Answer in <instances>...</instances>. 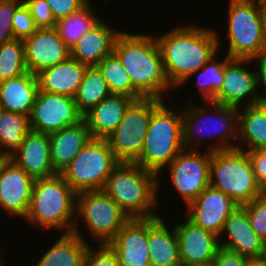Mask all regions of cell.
<instances>
[{"label": "cell", "mask_w": 266, "mask_h": 266, "mask_svg": "<svg viewBox=\"0 0 266 266\" xmlns=\"http://www.w3.org/2000/svg\"><path fill=\"white\" fill-rule=\"evenodd\" d=\"M174 225L178 236L182 265L212 261L220 247V237L196 225L188 218Z\"/></svg>", "instance_id": "obj_19"}, {"label": "cell", "mask_w": 266, "mask_h": 266, "mask_svg": "<svg viewBox=\"0 0 266 266\" xmlns=\"http://www.w3.org/2000/svg\"><path fill=\"white\" fill-rule=\"evenodd\" d=\"M82 119L74 98L38 89L29 117L31 130L52 134Z\"/></svg>", "instance_id": "obj_13"}, {"label": "cell", "mask_w": 266, "mask_h": 266, "mask_svg": "<svg viewBox=\"0 0 266 266\" xmlns=\"http://www.w3.org/2000/svg\"><path fill=\"white\" fill-rule=\"evenodd\" d=\"M2 252V250H1V247H0V253ZM1 258V257H0ZM1 260V259H0ZM3 264V262L2 261H0V266H3L2 265Z\"/></svg>", "instance_id": "obj_48"}, {"label": "cell", "mask_w": 266, "mask_h": 266, "mask_svg": "<svg viewBox=\"0 0 266 266\" xmlns=\"http://www.w3.org/2000/svg\"><path fill=\"white\" fill-rule=\"evenodd\" d=\"M186 206L185 214L190 221L220 237L225 221L240 205L229 195L209 185Z\"/></svg>", "instance_id": "obj_16"}, {"label": "cell", "mask_w": 266, "mask_h": 266, "mask_svg": "<svg viewBox=\"0 0 266 266\" xmlns=\"http://www.w3.org/2000/svg\"><path fill=\"white\" fill-rule=\"evenodd\" d=\"M182 266H216L215 261H207V262H202V263H194V264H185Z\"/></svg>", "instance_id": "obj_46"}, {"label": "cell", "mask_w": 266, "mask_h": 266, "mask_svg": "<svg viewBox=\"0 0 266 266\" xmlns=\"http://www.w3.org/2000/svg\"><path fill=\"white\" fill-rule=\"evenodd\" d=\"M28 7L38 29L55 28L56 21L51 13L50 6L45 0H23Z\"/></svg>", "instance_id": "obj_40"}, {"label": "cell", "mask_w": 266, "mask_h": 266, "mask_svg": "<svg viewBox=\"0 0 266 266\" xmlns=\"http://www.w3.org/2000/svg\"><path fill=\"white\" fill-rule=\"evenodd\" d=\"M255 1L265 2L266 0H255Z\"/></svg>", "instance_id": "obj_49"}, {"label": "cell", "mask_w": 266, "mask_h": 266, "mask_svg": "<svg viewBox=\"0 0 266 266\" xmlns=\"http://www.w3.org/2000/svg\"><path fill=\"white\" fill-rule=\"evenodd\" d=\"M22 3L23 0H0V44L15 39L12 30V18Z\"/></svg>", "instance_id": "obj_39"}, {"label": "cell", "mask_w": 266, "mask_h": 266, "mask_svg": "<svg viewBox=\"0 0 266 266\" xmlns=\"http://www.w3.org/2000/svg\"><path fill=\"white\" fill-rule=\"evenodd\" d=\"M252 61L255 60L258 65V70L256 69V77H257V88H261L263 86V93H259L260 100L266 101V50L261 52L259 55L253 57Z\"/></svg>", "instance_id": "obj_44"}, {"label": "cell", "mask_w": 266, "mask_h": 266, "mask_svg": "<svg viewBox=\"0 0 266 266\" xmlns=\"http://www.w3.org/2000/svg\"><path fill=\"white\" fill-rule=\"evenodd\" d=\"M241 207L247 212L252 229L266 242V192Z\"/></svg>", "instance_id": "obj_36"}, {"label": "cell", "mask_w": 266, "mask_h": 266, "mask_svg": "<svg viewBox=\"0 0 266 266\" xmlns=\"http://www.w3.org/2000/svg\"><path fill=\"white\" fill-rule=\"evenodd\" d=\"M89 0L83 7L75 13L58 20L55 24L62 41L71 49L101 17L95 15L96 11Z\"/></svg>", "instance_id": "obj_32"}, {"label": "cell", "mask_w": 266, "mask_h": 266, "mask_svg": "<svg viewBox=\"0 0 266 266\" xmlns=\"http://www.w3.org/2000/svg\"><path fill=\"white\" fill-rule=\"evenodd\" d=\"M111 95L107 81L97 66L87 67L74 96L78 112L84 116L99 102Z\"/></svg>", "instance_id": "obj_31"}, {"label": "cell", "mask_w": 266, "mask_h": 266, "mask_svg": "<svg viewBox=\"0 0 266 266\" xmlns=\"http://www.w3.org/2000/svg\"><path fill=\"white\" fill-rule=\"evenodd\" d=\"M119 163L107 139L91 138L61 175L76 193L102 190Z\"/></svg>", "instance_id": "obj_10"}, {"label": "cell", "mask_w": 266, "mask_h": 266, "mask_svg": "<svg viewBox=\"0 0 266 266\" xmlns=\"http://www.w3.org/2000/svg\"><path fill=\"white\" fill-rule=\"evenodd\" d=\"M37 76L29 71L0 82V105L3 110L30 117L38 92Z\"/></svg>", "instance_id": "obj_27"}, {"label": "cell", "mask_w": 266, "mask_h": 266, "mask_svg": "<svg viewBox=\"0 0 266 266\" xmlns=\"http://www.w3.org/2000/svg\"><path fill=\"white\" fill-rule=\"evenodd\" d=\"M97 67L107 81L111 94L124 95L134 100L144 98L132 85L130 77L118 56L113 52L105 57Z\"/></svg>", "instance_id": "obj_33"}, {"label": "cell", "mask_w": 266, "mask_h": 266, "mask_svg": "<svg viewBox=\"0 0 266 266\" xmlns=\"http://www.w3.org/2000/svg\"><path fill=\"white\" fill-rule=\"evenodd\" d=\"M158 175L135 162H120L108 176L103 190L131 218L158 216ZM159 190V191H158Z\"/></svg>", "instance_id": "obj_4"}, {"label": "cell", "mask_w": 266, "mask_h": 266, "mask_svg": "<svg viewBox=\"0 0 266 266\" xmlns=\"http://www.w3.org/2000/svg\"><path fill=\"white\" fill-rule=\"evenodd\" d=\"M228 56L231 59H252L266 50L262 2L229 0Z\"/></svg>", "instance_id": "obj_8"}, {"label": "cell", "mask_w": 266, "mask_h": 266, "mask_svg": "<svg viewBox=\"0 0 266 266\" xmlns=\"http://www.w3.org/2000/svg\"><path fill=\"white\" fill-rule=\"evenodd\" d=\"M219 38L216 29L197 25L177 26L156 37L171 89L186 84L193 73L219 52Z\"/></svg>", "instance_id": "obj_1"}, {"label": "cell", "mask_w": 266, "mask_h": 266, "mask_svg": "<svg viewBox=\"0 0 266 266\" xmlns=\"http://www.w3.org/2000/svg\"><path fill=\"white\" fill-rule=\"evenodd\" d=\"M252 62L251 59H231L225 65L224 81L212 101L236 108L260 103L256 71L246 68V64Z\"/></svg>", "instance_id": "obj_14"}, {"label": "cell", "mask_w": 266, "mask_h": 266, "mask_svg": "<svg viewBox=\"0 0 266 266\" xmlns=\"http://www.w3.org/2000/svg\"><path fill=\"white\" fill-rule=\"evenodd\" d=\"M119 266H151L148 247V218H131L109 243Z\"/></svg>", "instance_id": "obj_18"}, {"label": "cell", "mask_w": 266, "mask_h": 266, "mask_svg": "<svg viewBox=\"0 0 266 266\" xmlns=\"http://www.w3.org/2000/svg\"><path fill=\"white\" fill-rule=\"evenodd\" d=\"M247 257L241 256L223 248H220L215 255L216 266H247Z\"/></svg>", "instance_id": "obj_43"}, {"label": "cell", "mask_w": 266, "mask_h": 266, "mask_svg": "<svg viewBox=\"0 0 266 266\" xmlns=\"http://www.w3.org/2000/svg\"><path fill=\"white\" fill-rule=\"evenodd\" d=\"M209 181L240 206L265 193L257 183L247 151L238 148L212 152Z\"/></svg>", "instance_id": "obj_7"}, {"label": "cell", "mask_w": 266, "mask_h": 266, "mask_svg": "<svg viewBox=\"0 0 266 266\" xmlns=\"http://www.w3.org/2000/svg\"><path fill=\"white\" fill-rule=\"evenodd\" d=\"M28 72L24 41L13 39L0 44V82Z\"/></svg>", "instance_id": "obj_35"}, {"label": "cell", "mask_w": 266, "mask_h": 266, "mask_svg": "<svg viewBox=\"0 0 266 266\" xmlns=\"http://www.w3.org/2000/svg\"><path fill=\"white\" fill-rule=\"evenodd\" d=\"M183 149L165 168L174 189L184 200L185 206L196 199L209 185L212 152Z\"/></svg>", "instance_id": "obj_12"}, {"label": "cell", "mask_w": 266, "mask_h": 266, "mask_svg": "<svg viewBox=\"0 0 266 266\" xmlns=\"http://www.w3.org/2000/svg\"><path fill=\"white\" fill-rule=\"evenodd\" d=\"M121 31L114 30L103 20L93 25L70 49L71 58L92 67L97 66L114 51L115 41Z\"/></svg>", "instance_id": "obj_22"}, {"label": "cell", "mask_w": 266, "mask_h": 266, "mask_svg": "<svg viewBox=\"0 0 266 266\" xmlns=\"http://www.w3.org/2000/svg\"><path fill=\"white\" fill-rule=\"evenodd\" d=\"M9 158L34 179L57 174L52 167L49 134L30 130Z\"/></svg>", "instance_id": "obj_21"}, {"label": "cell", "mask_w": 266, "mask_h": 266, "mask_svg": "<svg viewBox=\"0 0 266 266\" xmlns=\"http://www.w3.org/2000/svg\"><path fill=\"white\" fill-rule=\"evenodd\" d=\"M35 179L10 158H0V210L25 218Z\"/></svg>", "instance_id": "obj_15"}, {"label": "cell", "mask_w": 266, "mask_h": 266, "mask_svg": "<svg viewBox=\"0 0 266 266\" xmlns=\"http://www.w3.org/2000/svg\"><path fill=\"white\" fill-rule=\"evenodd\" d=\"M229 239L220 241V247L247 258L266 255V242L252 229L247 212L239 206L225 221L222 234Z\"/></svg>", "instance_id": "obj_20"}, {"label": "cell", "mask_w": 266, "mask_h": 266, "mask_svg": "<svg viewBox=\"0 0 266 266\" xmlns=\"http://www.w3.org/2000/svg\"><path fill=\"white\" fill-rule=\"evenodd\" d=\"M133 101L131 97L111 94L87 112L83 119L92 138L106 139L121 122L125 110Z\"/></svg>", "instance_id": "obj_26"}, {"label": "cell", "mask_w": 266, "mask_h": 266, "mask_svg": "<svg viewBox=\"0 0 266 266\" xmlns=\"http://www.w3.org/2000/svg\"><path fill=\"white\" fill-rule=\"evenodd\" d=\"M262 11H263V16H264L265 37H266V1L262 2Z\"/></svg>", "instance_id": "obj_47"}, {"label": "cell", "mask_w": 266, "mask_h": 266, "mask_svg": "<svg viewBox=\"0 0 266 266\" xmlns=\"http://www.w3.org/2000/svg\"><path fill=\"white\" fill-rule=\"evenodd\" d=\"M247 266H266V255L247 259Z\"/></svg>", "instance_id": "obj_45"}, {"label": "cell", "mask_w": 266, "mask_h": 266, "mask_svg": "<svg viewBox=\"0 0 266 266\" xmlns=\"http://www.w3.org/2000/svg\"><path fill=\"white\" fill-rule=\"evenodd\" d=\"M162 100L151 113L140 157L135 161L144 169L158 175L184 149L182 113L174 112ZM177 113V114H176Z\"/></svg>", "instance_id": "obj_6"}, {"label": "cell", "mask_w": 266, "mask_h": 266, "mask_svg": "<svg viewBox=\"0 0 266 266\" xmlns=\"http://www.w3.org/2000/svg\"><path fill=\"white\" fill-rule=\"evenodd\" d=\"M238 141L245 148H236L247 152L266 149V101L238 108Z\"/></svg>", "instance_id": "obj_28"}, {"label": "cell", "mask_w": 266, "mask_h": 266, "mask_svg": "<svg viewBox=\"0 0 266 266\" xmlns=\"http://www.w3.org/2000/svg\"><path fill=\"white\" fill-rule=\"evenodd\" d=\"M24 47L27 69L34 75L71 57L70 48L55 28L37 29L24 40Z\"/></svg>", "instance_id": "obj_17"}, {"label": "cell", "mask_w": 266, "mask_h": 266, "mask_svg": "<svg viewBox=\"0 0 266 266\" xmlns=\"http://www.w3.org/2000/svg\"><path fill=\"white\" fill-rule=\"evenodd\" d=\"M38 28L34 24V20L28 7L23 2L15 11L12 18V30L15 39L25 40L29 38Z\"/></svg>", "instance_id": "obj_38"}, {"label": "cell", "mask_w": 266, "mask_h": 266, "mask_svg": "<svg viewBox=\"0 0 266 266\" xmlns=\"http://www.w3.org/2000/svg\"><path fill=\"white\" fill-rule=\"evenodd\" d=\"M50 6L51 13L57 22L58 20L67 17L81 7H83L89 0H45Z\"/></svg>", "instance_id": "obj_41"}, {"label": "cell", "mask_w": 266, "mask_h": 266, "mask_svg": "<svg viewBox=\"0 0 266 266\" xmlns=\"http://www.w3.org/2000/svg\"><path fill=\"white\" fill-rule=\"evenodd\" d=\"M127 71L133 87L144 98L166 100L171 86L166 77L161 52L152 34L121 31L113 51Z\"/></svg>", "instance_id": "obj_2"}, {"label": "cell", "mask_w": 266, "mask_h": 266, "mask_svg": "<svg viewBox=\"0 0 266 266\" xmlns=\"http://www.w3.org/2000/svg\"><path fill=\"white\" fill-rule=\"evenodd\" d=\"M193 101L191 98L181 110L184 149L199 150L201 144L199 142L203 139L207 140V138L209 141V138L213 141L217 139L207 148L208 151L236 148L238 144V108L213 101H206V103L204 101L201 104L208 105L202 107Z\"/></svg>", "instance_id": "obj_3"}, {"label": "cell", "mask_w": 266, "mask_h": 266, "mask_svg": "<svg viewBox=\"0 0 266 266\" xmlns=\"http://www.w3.org/2000/svg\"><path fill=\"white\" fill-rule=\"evenodd\" d=\"M92 138L90 130L82 119L75 125L67 126L49 134L52 167L58 174L72 162Z\"/></svg>", "instance_id": "obj_23"}, {"label": "cell", "mask_w": 266, "mask_h": 266, "mask_svg": "<svg viewBox=\"0 0 266 266\" xmlns=\"http://www.w3.org/2000/svg\"><path fill=\"white\" fill-rule=\"evenodd\" d=\"M87 67L70 57L64 62L44 69L36 75L39 90L74 98Z\"/></svg>", "instance_id": "obj_25"}, {"label": "cell", "mask_w": 266, "mask_h": 266, "mask_svg": "<svg viewBox=\"0 0 266 266\" xmlns=\"http://www.w3.org/2000/svg\"><path fill=\"white\" fill-rule=\"evenodd\" d=\"M96 248L88 246L82 266H119L117 255L109 244H98Z\"/></svg>", "instance_id": "obj_37"}, {"label": "cell", "mask_w": 266, "mask_h": 266, "mask_svg": "<svg viewBox=\"0 0 266 266\" xmlns=\"http://www.w3.org/2000/svg\"><path fill=\"white\" fill-rule=\"evenodd\" d=\"M216 56L218 54L214 55L201 69L193 73L185 81L187 82L190 78H193L192 76L197 74L196 86L205 102L212 101L215 98L217 91L221 88L224 81L225 65L231 60L228 55L223 60L216 58Z\"/></svg>", "instance_id": "obj_34"}, {"label": "cell", "mask_w": 266, "mask_h": 266, "mask_svg": "<svg viewBox=\"0 0 266 266\" xmlns=\"http://www.w3.org/2000/svg\"><path fill=\"white\" fill-rule=\"evenodd\" d=\"M77 193L61 174L35 179L28 213L24 219L44 229L72 233Z\"/></svg>", "instance_id": "obj_5"}, {"label": "cell", "mask_w": 266, "mask_h": 266, "mask_svg": "<svg viewBox=\"0 0 266 266\" xmlns=\"http://www.w3.org/2000/svg\"><path fill=\"white\" fill-rule=\"evenodd\" d=\"M89 245L73 232L63 233L34 266H82Z\"/></svg>", "instance_id": "obj_29"}, {"label": "cell", "mask_w": 266, "mask_h": 266, "mask_svg": "<svg viewBox=\"0 0 266 266\" xmlns=\"http://www.w3.org/2000/svg\"><path fill=\"white\" fill-rule=\"evenodd\" d=\"M75 216L73 233L84 239L78 224L81 220L89 238L98 244H109L130 219L103 189L77 193Z\"/></svg>", "instance_id": "obj_9"}, {"label": "cell", "mask_w": 266, "mask_h": 266, "mask_svg": "<svg viewBox=\"0 0 266 266\" xmlns=\"http://www.w3.org/2000/svg\"><path fill=\"white\" fill-rule=\"evenodd\" d=\"M30 130L29 116L2 109L0 112V158H9Z\"/></svg>", "instance_id": "obj_30"}, {"label": "cell", "mask_w": 266, "mask_h": 266, "mask_svg": "<svg viewBox=\"0 0 266 266\" xmlns=\"http://www.w3.org/2000/svg\"><path fill=\"white\" fill-rule=\"evenodd\" d=\"M160 216L148 218V247L151 266H182L178 236ZM172 229V230H171Z\"/></svg>", "instance_id": "obj_24"}, {"label": "cell", "mask_w": 266, "mask_h": 266, "mask_svg": "<svg viewBox=\"0 0 266 266\" xmlns=\"http://www.w3.org/2000/svg\"><path fill=\"white\" fill-rule=\"evenodd\" d=\"M251 166L258 185L266 192V150L256 149L248 151Z\"/></svg>", "instance_id": "obj_42"}, {"label": "cell", "mask_w": 266, "mask_h": 266, "mask_svg": "<svg viewBox=\"0 0 266 266\" xmlns=\"http://www.w3.org/2000/svg\"><path fill=\"white\" fill-rule=\"evenodd\" d=\"M161 101L158 98L134 100L125 110L121 122L106 138L120 162H135L140 157L152 110Z\"/></svg>", "instance_id": "obj_11"}]
</instances>
